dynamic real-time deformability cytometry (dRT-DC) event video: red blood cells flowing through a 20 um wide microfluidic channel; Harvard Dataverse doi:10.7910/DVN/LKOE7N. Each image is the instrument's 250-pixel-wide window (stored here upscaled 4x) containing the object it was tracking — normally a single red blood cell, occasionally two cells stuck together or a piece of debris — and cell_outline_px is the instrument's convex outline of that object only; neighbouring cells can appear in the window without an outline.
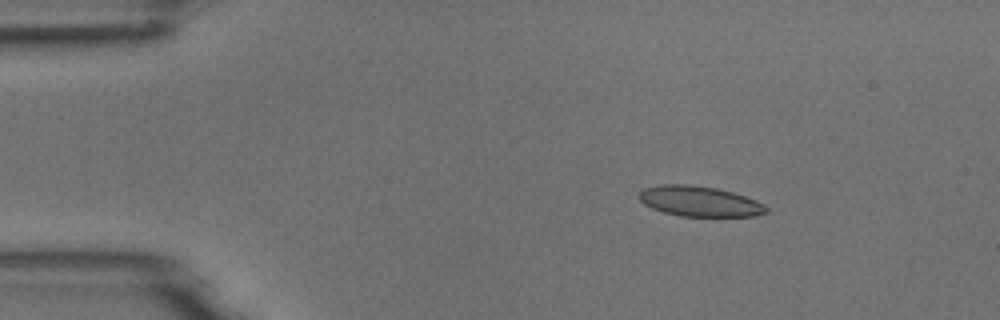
{"species": "common noctule bat (a hibernating species)", "species_latin": "Nyctalus noctula", "temperature_condition": "room temperature", "stored_images_in_passage": 4, "camera_frame_rate_fps": 3000, "um_per_image_px": 0.085, "animal": {"sex": "male", "body_mass_g": 18.8}, "frame": {"image": 1, "passage_image": 2, "time_ms": 0.333, "image_size_px": [1000, 320], "cell_outline_px": [[768, 212], [756, 216], [680, 216], [664, 212], [652, 208], [644, 204], [640, 200], [640, 192], [644, 188], [660, 184], [688, 184], [716, 188], [732, 192], [756, 200], [764, 204], [768, 208]], "centroid_in_image_um": [59.47, 17.11], "position_along_channel_um": 25.5, "area_um2": 22.43}}
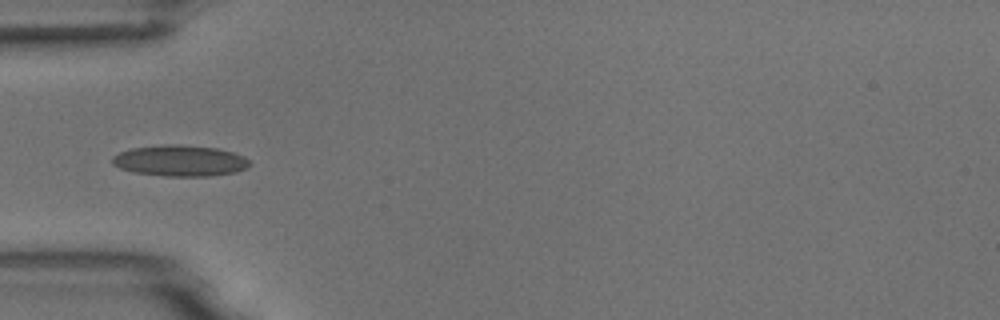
{"frame": {"image": 2, "passage_image": 4, "time_ms": 1.0, "image_size_px": [1000, 320], "cell_outline_px": [[252, 164], [248, 168], [236, 172], [208, 176], [168, 176], [132, 172], [120, 168], [112, 164], [112, 156], [120, 152], [132, 148], [168, 144], [176, 144], [216, 148], [232, 152], [244, 156]], "centroid_in_image_um": [15.31, 13.66], "position_along_channel_um": 69.7, "area_um2": 24.85}}